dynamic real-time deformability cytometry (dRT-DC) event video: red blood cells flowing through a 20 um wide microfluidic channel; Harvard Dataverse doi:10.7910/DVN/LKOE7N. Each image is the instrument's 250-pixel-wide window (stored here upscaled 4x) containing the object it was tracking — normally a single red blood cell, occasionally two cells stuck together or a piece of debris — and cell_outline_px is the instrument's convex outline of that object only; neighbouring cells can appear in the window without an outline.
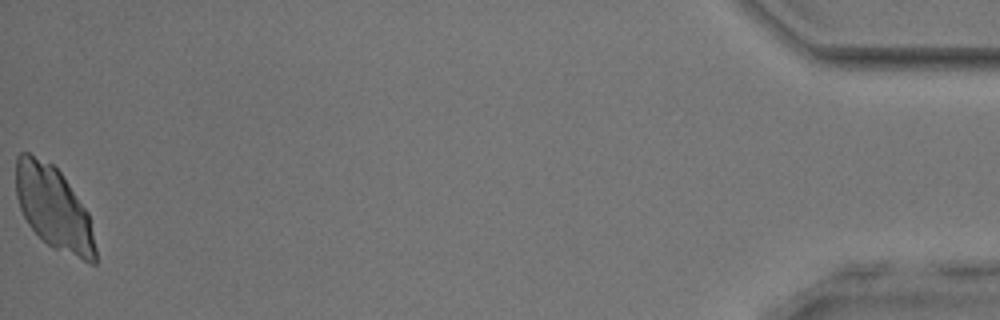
{"species": "common noctule bat (a hibernating species)", "species_latin": "Nyctalus noctula", "temperature_condition": "room temperature", "stored_images_in_passage": 54, "camera_frame_rate_fps": 3000, "um_per_image_px": 0.085, "animal": {"sex": "male", "body_mass_g": 17.9, "forearm_length_mm": 54.2}, "frame": {"image": 1, "passage_image": 54, "time_ms": 17.667, "image_size_px": [1000, 320], "cell_outline_px": [[96, 264], [92, 264], [52, 248], [28, 224], [20, 208], [16, 196], [16, 156], [20, 152], [28, 152], [52, 164], [60, 172], [88, 212], [96, 248]], "centroid_in_image_um": [4.56, 17.69], "position_along_channel_um": 430.6, "area_um2": 38.38}}